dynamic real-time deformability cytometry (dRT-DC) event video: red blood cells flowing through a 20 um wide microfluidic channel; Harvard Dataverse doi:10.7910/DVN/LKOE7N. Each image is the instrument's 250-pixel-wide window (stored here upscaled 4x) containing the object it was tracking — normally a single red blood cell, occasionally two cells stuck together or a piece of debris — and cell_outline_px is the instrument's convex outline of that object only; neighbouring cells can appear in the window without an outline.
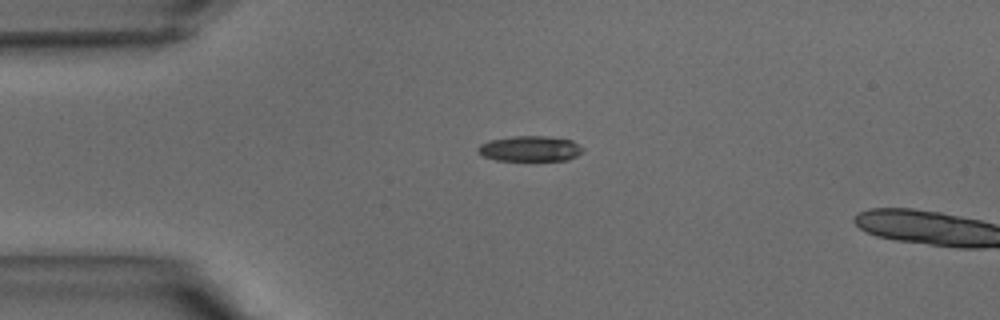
{"species": "common noctule bat (a hibernating species)", "species_latin": "Nyctalus noctula", "temperature_condition": "warm", "stored_images_in_passage": 3, "camera_frame_rate_fps": 3000, "um_per_image_px": 0.085, "animal": {"sex": "male", "body_mass_g": 15.6}, "frame": {"image": 1, "passage_image": 1, "time_ms": 0.0, "image_size_px": [1000, 320], "cell_outline_px": [[584, 148], [576, 156], [568, 160], [496, 160], [484, 156], [476, 152], [476, 148], [480, 144], [488, 140], [512, 136], [548, 136], [572, 140]], "centroid_in_image_um": [45.01, 12.62], "position_along_channel_um": 40.0, "area_um2": 15.61}}